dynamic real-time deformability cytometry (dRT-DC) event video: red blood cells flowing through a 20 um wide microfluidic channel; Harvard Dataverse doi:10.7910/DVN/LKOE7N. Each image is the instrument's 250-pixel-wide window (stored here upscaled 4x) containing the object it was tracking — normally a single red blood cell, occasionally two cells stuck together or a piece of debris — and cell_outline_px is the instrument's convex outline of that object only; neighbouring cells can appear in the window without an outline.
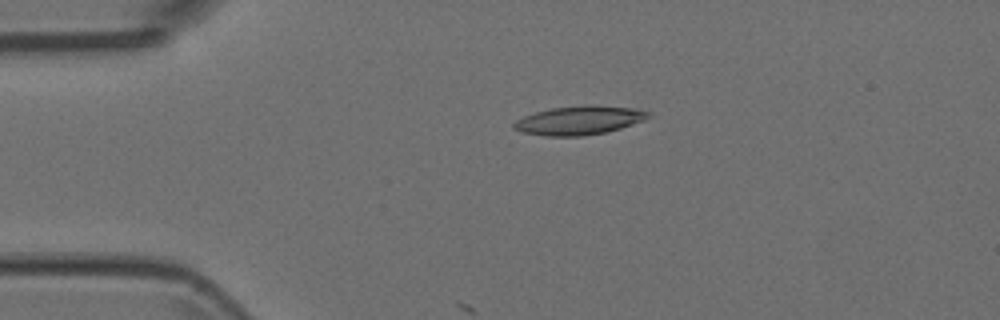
{"species": "Egyptian fruit bat (a non-hibernating species)", "species_latin": "Rousettus aegyptiacus", "temperature_condition": "room temperature", "stored_images_in_passage": 3, "camera_frame_rate_fps": 3000, "um_per_image_px": 0.085, "animal": {"sex": "female"}, "frame": {"image": 1, "passage_image": 1, "time_ms": 0.0, "image_size_px": [1000, 320], "cell_outline_px": [[652, 116], [644, 120], [620, 128], [604, 132], [580, 136], [544, 136], [520, 132], [512, 128], [512, 124], [516, 120], [524, 116], [536, 112], [552, 108], [588, 104], [596, 104], [632, 108], [648, 112]], "centroid_in_image_um": [49.2, 10.22], "position_along_channel_um": 35.8, "area_um2": 22.6}}
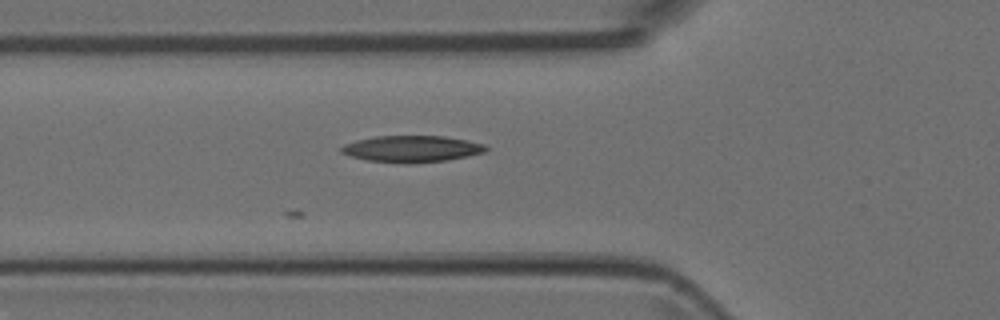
{"frame": {"image": 2, "passage_image": 3, "time_ms": 0.667, "image_size_px": [1000, 320], "cell_outline_px": [[488, 148], [484, 152], [444, 160], [408, 164], [368, 160], [352, 156], [340, 152], [340, 148], [344, 144], [356, 140], [376, 136], [444, 136], [468, 140], [484, 144]], "centroid_in_image_um": [34.97, 12.64], "position_along_channel_um": 90.8, "area_um2": 22.14}}